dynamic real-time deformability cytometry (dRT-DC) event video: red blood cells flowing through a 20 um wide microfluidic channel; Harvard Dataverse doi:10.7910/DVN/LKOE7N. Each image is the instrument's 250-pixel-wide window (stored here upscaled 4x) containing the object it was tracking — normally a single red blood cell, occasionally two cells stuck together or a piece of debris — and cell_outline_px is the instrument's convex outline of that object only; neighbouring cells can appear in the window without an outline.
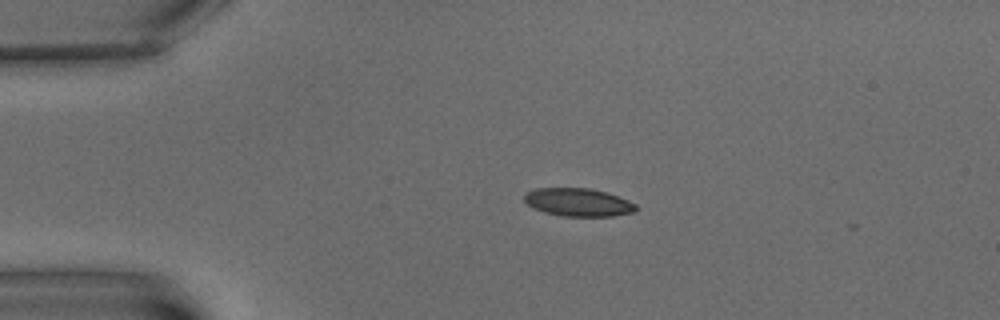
{"species": "common noctule bat (a hibernating species)", "species_latin": "Nyctalus noctula", "temperature_condition": "warm", "stored_images_in_passage": 2, "camera_frame_rate_fps": 3000, "um_per_image_px": 0.085, "animal": {"sex": "male", "body_mass_g": 15.6}, "frame": {"image": 1, "passage_image": 1, "time_ms": 0.0, "image_size_px": [1000, 320], "cell_outline_px": [[636, 212], [612, 216], [564, 216], [544, 212], [528, 204], [524, 200], [524, 196], [528, 192], [536, 188], [588, 188], [604, 192], [628, 200], [636, 204]], "centroid_in_image_um": [49.17, 17.2], "position_along_channel_um": 35.8, "area_um2": 17.98}}